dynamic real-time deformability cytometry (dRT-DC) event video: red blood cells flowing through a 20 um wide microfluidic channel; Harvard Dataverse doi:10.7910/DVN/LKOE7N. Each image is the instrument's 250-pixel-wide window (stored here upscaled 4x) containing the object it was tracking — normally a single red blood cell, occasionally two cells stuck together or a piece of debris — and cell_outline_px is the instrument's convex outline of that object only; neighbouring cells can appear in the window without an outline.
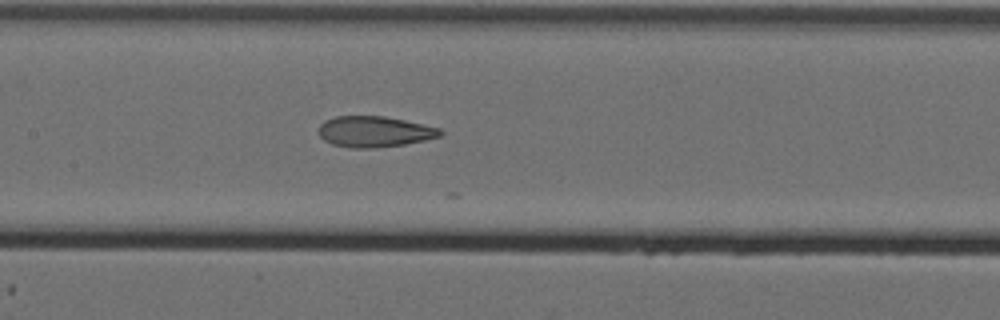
{"species": "Egyptian fruit bat (a non-hibernating species)", "species_latin": "Rousettus aegyptiacus", "temperature_condition": "cold", "stored_images_in_passage": 40, "camera_frame_rate_fps": 3000, "um_per_image_px": 0.085, "animal": {"sex": "female"}, "frame": {"image": 1, "passage_image": 34, "time_ms": 11.0, "image_size_px": [1000, 320], "cell_outline_px": [[444, 132], [440, 136], [424, 140], [404, 144], [376, 148], [352, 148], [332, 144], [324, 140], [320, 136], [320, 124], [324, 120], [336, 116], [384, 116], [404, 120], [440, 128]], "centroid_in_image_um": [31.82, 11.19], "position_along_channel_um": 175.6, "area_um2": 21.79}}
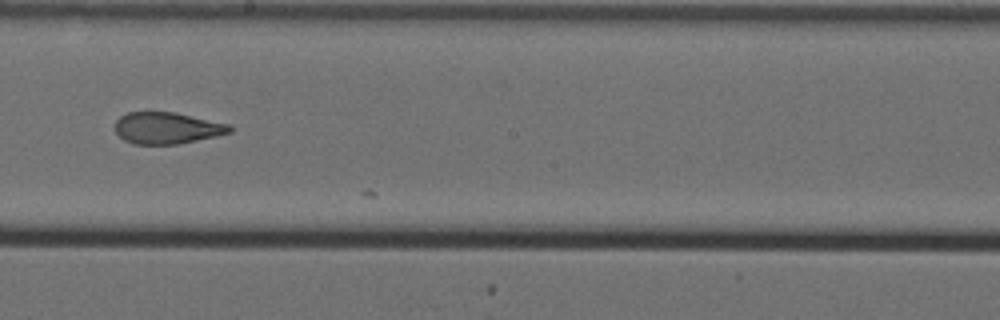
{"frame": {"image": 2, "passage_image": 39, "time_ms": 12.667, "image_size_px": [1000, 320], "cell_outline_px": [[232, 132], [196, 140], [176, 144], [132, 144], [124, 140], [116, 132], [116, 120], [120, 116], [128, 112], [176, 112], [228, 124], [232, 128]], "centroid_in_image_um": [14.17, 10.88], "position_along_channel_um": 234.0, "area_um2": 20.92}}